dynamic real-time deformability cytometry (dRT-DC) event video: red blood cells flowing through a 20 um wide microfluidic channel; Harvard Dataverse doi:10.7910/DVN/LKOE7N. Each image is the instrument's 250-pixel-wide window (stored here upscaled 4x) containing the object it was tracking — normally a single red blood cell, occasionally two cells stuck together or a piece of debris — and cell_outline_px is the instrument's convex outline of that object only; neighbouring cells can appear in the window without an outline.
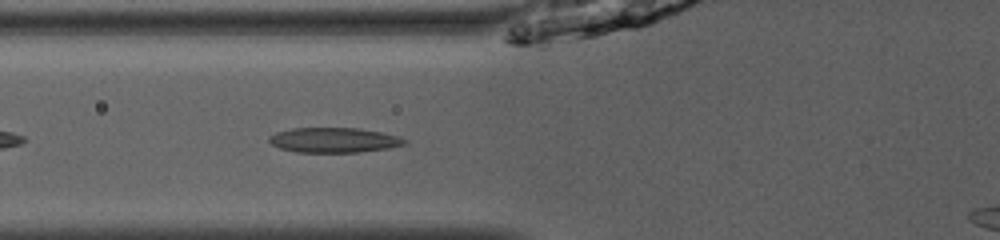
{"species": "common noctule bat (a hibernating species)", "species_latin": "Nyctalus noctula", "temperature_condition": "room temperature", "stored_images_in_passage": 33, "camera_frame_rate_fps": 3000, "um_per_image_px": 0.085, "animal": {"sex": "male", "body_mass_g": 13.0, "forearm_length_mm": 53.1}, "frame": {"image": 1, "passage_image": 6, "time_ms": 1.667, "image_size_px": [1000, 240], "cell_outline_px": [[408, 144], [388, 148], [356, 152], [296, 152], [280, 148], [272, 144], [268, 140], [268, 136], [276, 132], [292, 128], [360, 128], [380, 132], [396, 136], [408, 140]], "centroid_in_image_um": [28.37, 11.9], "position_along_channel_um": 97.4, "area_um2": 19.65}}
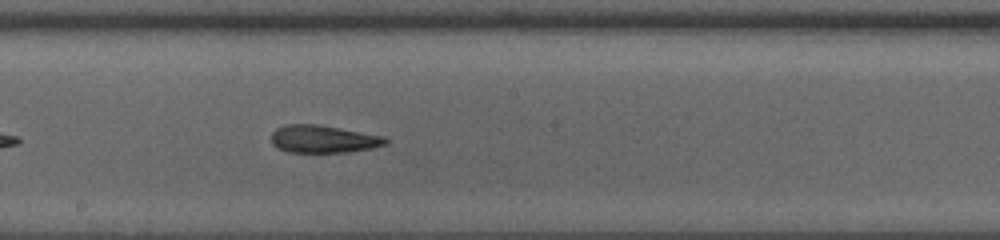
{"frame": {"image": 2, "passage_image": 15, "time_ms": 4.667, "image_size_px": [1000, 240], "cell_outline_px": [[388, 144], [372, 148], [348, 152], [288, 152], [272, 144], [272, 132], [276, 128], [288, 124], [316, 124], [384, 136], [388, 140]], "centroid_in_image_um": [27.49, 11.82], "position_along_channel_um": 220.7, "area_um2": 18.26}}
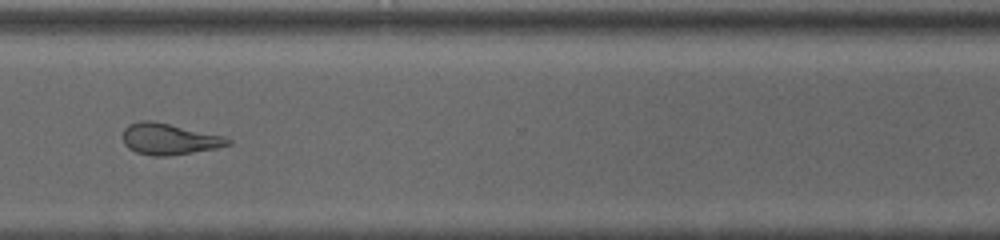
{"frame": {"image": 3, "passage_image": 25, "time_ms": 8.0, "image_size_px": [1000, 240], "cell_outline_px": [[232, 144], [216, 148], [168, 156], [152, 156], [136, 152], [128, 148], [124, 144], [120, 136], [124, 128], [128, 124], [140, 120], [152, 120], [224, 136], [232, 140]], "centroid_in_image_um": [14.32, 11.81], "position_along_channel_um": 356.3, "area_um2": 19.36}}